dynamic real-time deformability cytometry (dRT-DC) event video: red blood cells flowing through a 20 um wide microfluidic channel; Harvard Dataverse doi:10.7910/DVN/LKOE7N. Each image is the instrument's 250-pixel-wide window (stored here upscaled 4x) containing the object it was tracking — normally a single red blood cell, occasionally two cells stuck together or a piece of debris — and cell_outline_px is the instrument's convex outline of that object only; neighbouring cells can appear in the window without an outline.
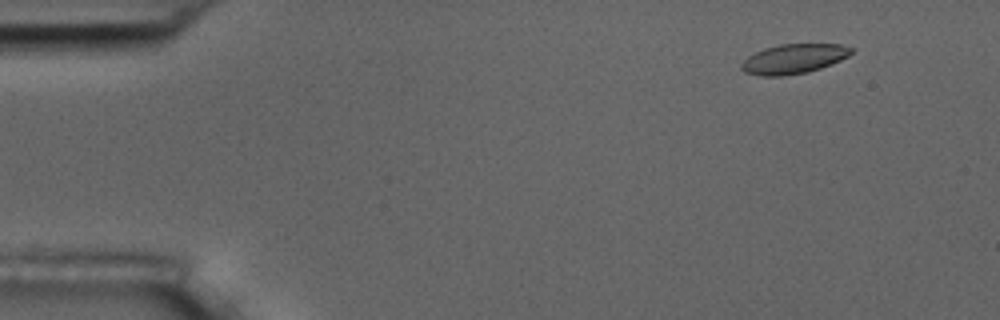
{"species": "common noctule bat (a hibernating species)", "species_latin": "Nyctalus noctula", "temperature_condition": "room temperature", "stored_images_in_passage": 5, "camera_frame_rate_fps": 3000, "um_per_image_px": 0.085, "animal": {"sex": "male", "body_mass_g": 17.5, "forearm_length_mm": 52.3}, "frame": {"image": 1, "passage_image": 2, "time_ms": 1.0, "image_size_px": [1000, 320], "cell_outline_px": [[852, 52], [848, 56], [840, 60], [820, 68], [808, 72], [780, 76], [760, 76], [744, 72], [740, 68], [740, 64], [748, 56], [764, 48], [780, 44], [840, 44], [852, 48]], "centroid_in_image_um": [67.43, 5.0], "position_along_channel_um": 17.6, "area_um2": 18.9}}